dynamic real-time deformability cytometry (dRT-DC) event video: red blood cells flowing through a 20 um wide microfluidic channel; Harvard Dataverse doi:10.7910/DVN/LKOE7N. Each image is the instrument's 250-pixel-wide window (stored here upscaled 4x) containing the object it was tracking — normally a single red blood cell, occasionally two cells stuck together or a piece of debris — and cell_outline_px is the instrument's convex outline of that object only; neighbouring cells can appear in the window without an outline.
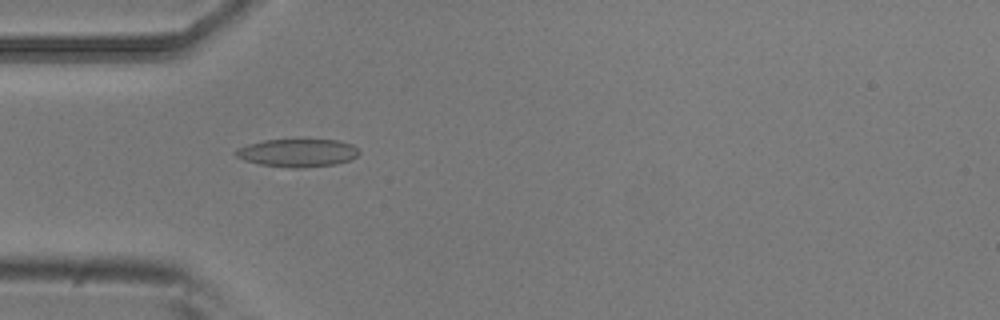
{"species": "common noctule bat (a hibernating species)", "species_latin": "Nyctalus noctula", "temperature_condition": "room temperature", "stored_images_in_passage": 12, "camera_frame_rate_fps": 3000, "um_per_image_px": 0.085, "animal": {"sex": "male", "body_mass_g": 20.5, "forearm_length_mm": 52.5}, "frame": {"image": 1, "passage_image": 2, "time_ms": 0.333, "image_size_px": [1000, 320], "cell_outline_px": [[360, 152], [352, 160], [336, 164], [304, 168], [288, 168], [260, 164], [244, 160], [236, 156], [232, 152], [248, 144], [264, 140], [336, 140], [352, 144]], "centroid_in_image_um": [25.3, 13.0], "position_along_channel_um": 59.7, "area_um2": 20.11}}
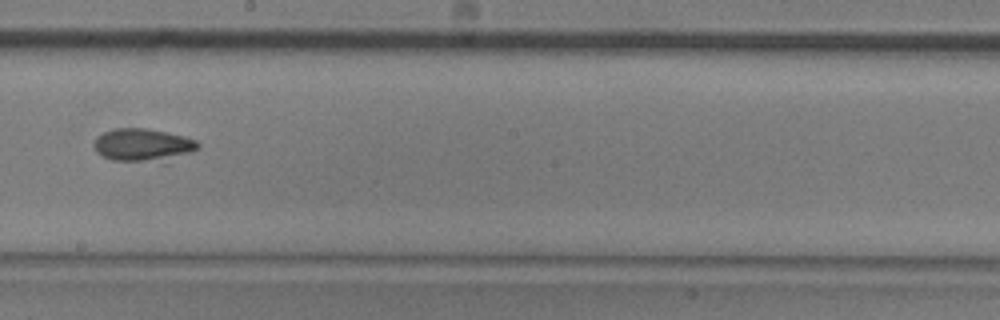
{"frame": {"image": 2, "passage_image": 6, "time_ms": 1.667, "image_size_px": [1000, 320], "cell_outline_px": [[200, 148], [192, 152], [144, 160], [112, 160], [96, 152], [92, 144], [96, 136], [104, 132], [116, 128], [148, 128], [184, 136], [196, 140], [200, 144]], "centroid_in_image_um": [12.06, 12.25], "position_along_channel_um": 236.1, "area_um2": 19.02}}
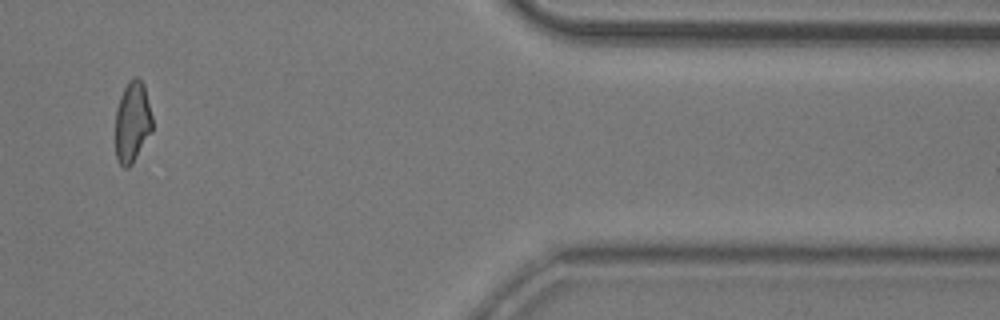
{"frame": {"image": 3, "passage_image": 10, "time_ms": 3.0, "image_size_px": [1000, 320], "cell_outline_px": [[152, 132], [132, 164], [128, 168], [124, 168], [120, 164], [116, 156], [116, 108], [120, 96], [128, 80], [132, 76], [140, 76], [144, 84], [152, 116]], "centroid_in_image_um": [11.26, 10.33], "position_along_channel_um": 400.1, "area_um2": 17.69}}